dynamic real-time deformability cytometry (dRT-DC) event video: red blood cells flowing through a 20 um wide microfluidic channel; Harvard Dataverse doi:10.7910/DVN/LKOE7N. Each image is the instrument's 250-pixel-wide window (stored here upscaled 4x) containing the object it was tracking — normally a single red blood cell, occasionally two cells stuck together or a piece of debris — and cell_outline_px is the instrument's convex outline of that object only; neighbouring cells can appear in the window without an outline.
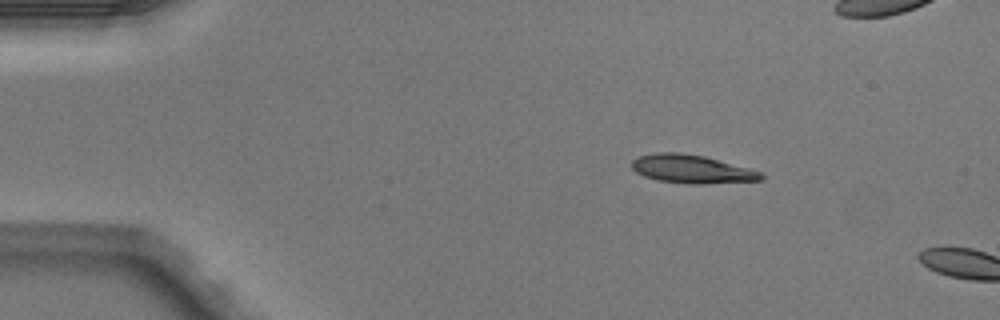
{"species": "Egyptian fruit bat (a non-hibernating species)", "species_latin": "Rousettus aegyptiacus", "temperature_condition": "warm", "stored_images_in_passage": 2, "camera_frame_rate_fps": 3000, "um_per_image_px": 0.085, "animal": {"sex": "male"}, "frame": {"image": 1, "passage_image": 1, "time_ms": 0.0, "image_size_px": [1000, 320], "cell_outline_px": [[764, 176], [760, 180], [704, 184], [688, 184], [660, 180], [644, 176], [636, 172], [632, 168], [632, 160], [636, 156], [656, 152], [680, 152], [704, 156], [748, 168], [760, 172]], "centroid_in_image_um": [58.75, 14.36], "position_along_channel_um": 26.3, "area_um2": 21.27}}